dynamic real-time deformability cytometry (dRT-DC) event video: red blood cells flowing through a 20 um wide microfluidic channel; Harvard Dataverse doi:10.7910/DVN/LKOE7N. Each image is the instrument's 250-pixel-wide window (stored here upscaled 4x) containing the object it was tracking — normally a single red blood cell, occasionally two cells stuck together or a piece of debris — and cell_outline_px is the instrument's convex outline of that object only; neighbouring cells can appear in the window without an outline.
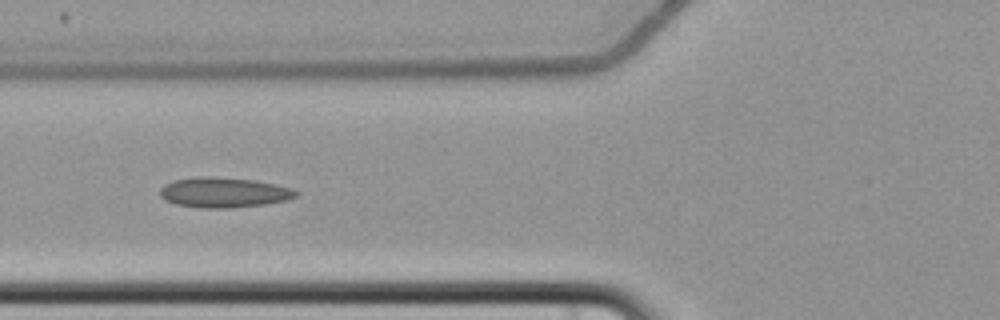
{"species": "common noctule bat (a hibernating species)", "species_latin": "Nyctalus noctula", "temperature_condition": "cold", "stored_images_in_passage": 6, "camera_frame_rate_fps": 3000, "um_per_image_px": 0.085, "animal": {"sex": "female", "body_mass_g": 22.7, "forearm_length_mm": 54.2}, "frame": {"image": 1, "passage_image": 6, "time_ms": 7.0, "image_size_px": [1000, 320], "cell_outline_px": [[300, 192], [296, 196], [288, 200], [264, 204], [228, 208], [200, 208], [176, 204], [164, 200], [160, 196], [160, 188], [164, 184], [172, 180], [196, 176], [208, 176], [252, 180], [292, 188]], "centroid_in_image_um": [18.98, 16.36], "position_along_channel_um": 106.8, "area_um2": 23.93}}